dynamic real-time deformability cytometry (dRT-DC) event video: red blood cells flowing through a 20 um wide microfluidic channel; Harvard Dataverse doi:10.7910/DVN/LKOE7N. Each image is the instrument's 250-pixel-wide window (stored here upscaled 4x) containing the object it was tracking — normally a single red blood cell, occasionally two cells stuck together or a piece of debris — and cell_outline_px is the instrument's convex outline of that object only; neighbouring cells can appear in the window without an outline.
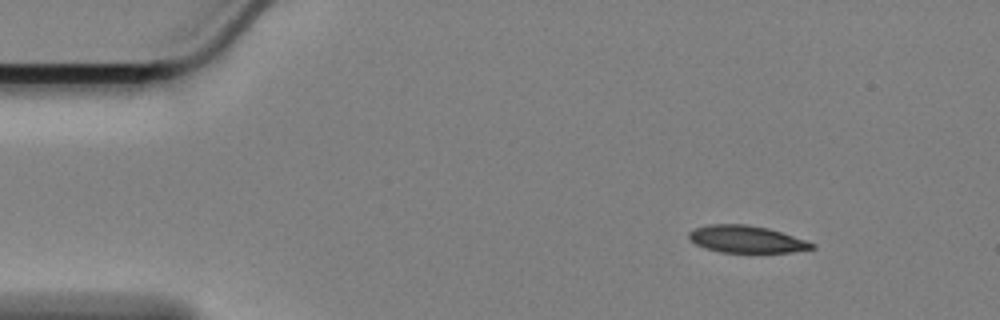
{"species": "Egyptian fruit bat (a non-hibernating species)", "species_latin": "Rousettus aegyptiacus", "temperature_condition": "cold", "stored_images_in_passage": 52, "camera_frame_rate_fps": 3000, "um_per_image_px": 0.085, "animal": {"sex": "female"}, "frame": {"image": 1, "passage_image": 1, "time_ms": 0.0, "image_size_px": [1000, 320], "cell_outline_px": [[816, 248], [792, 252], [720, 252], [704, 248], [688, 240], [688, 232], [692, 228], [708, 224], [748, 224], [768, 228], [816, 244]], "centroid_in_image_um": [63.38, 20.32], "position_along_channel_um": 21.6, "area_um2": 19.54}}
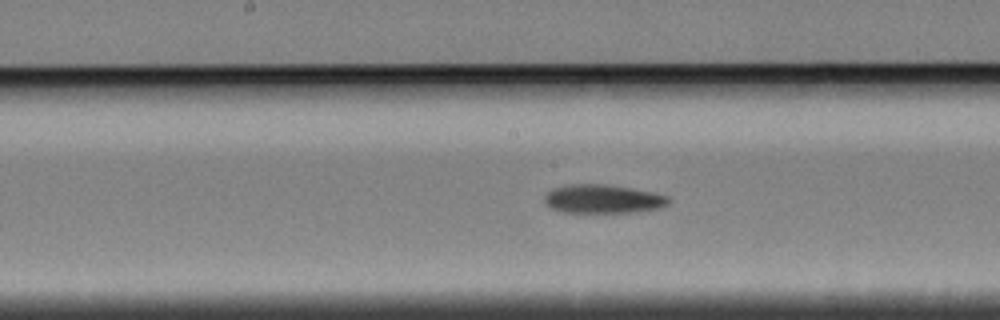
{"frame": {"image": 2, "passage_image": 23, "time_ms": 7.333, "image_size_px": [1000, 320], "cell_outline_px": [[668, 204], [660, 208], [636, 212], [560, 212], [544, 204], [544, 196], [552, 188], [568, 184], [608, 184], [668, 196]], "centroid_in_image_um": [51.18, 16.91], "position_along_channel_um": 197.0, "area_um2": 20.63}}
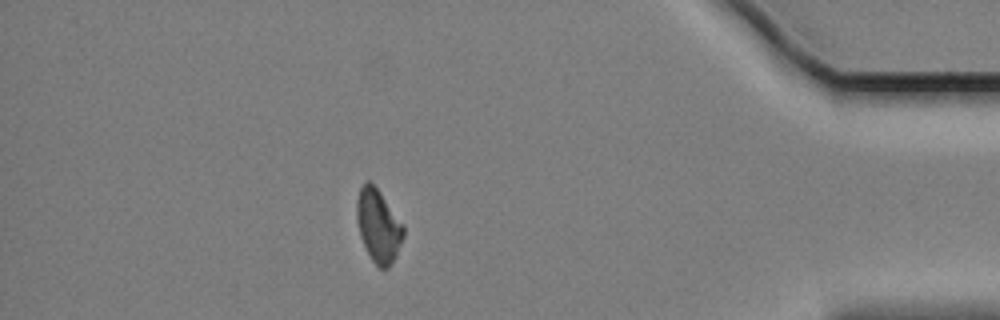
{"frame": {"image": 3, "passage_image": 45, "time_ms": 14.667, "image_size_px": [1000, 320], "cell_outline_px": [[404, 236], [396, 256], [388, 268], [380, 268], [372, 260], [360, 236], [356, 220], [356, 200], [360, 188], [364, 180], [368, 180], [380, 192], [404, 224]], "centroid_in_image_um": [32.16, 19.17], "position_along_channel_um": 403.0, "area_um2": 19.88}, "authors_computed_cell_mechanics": {"area_um2": 20.7502, "velocity_mm_per_s": 3.3952, "shape_relaxation_time_tau1_ms": 3.9081, "shape_relaxation_time_tau2_ms": null, "deformation_change_tau1": 0.1197, "deformation_change_tau2": null}}